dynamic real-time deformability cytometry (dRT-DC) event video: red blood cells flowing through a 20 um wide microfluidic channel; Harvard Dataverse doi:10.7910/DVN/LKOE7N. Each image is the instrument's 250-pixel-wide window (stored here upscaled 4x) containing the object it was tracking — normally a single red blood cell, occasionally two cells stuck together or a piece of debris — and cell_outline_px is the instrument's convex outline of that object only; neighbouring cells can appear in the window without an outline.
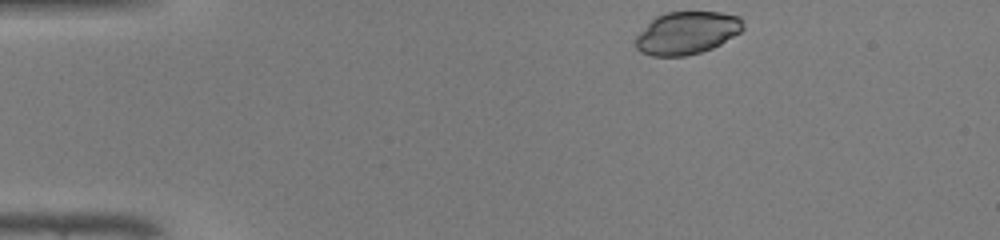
{"species": "common noctule bat (a hibernating species)", "species_latin": "Nyctalus noctula", "temperature_condition": "warm", "stored_images_in_passage": 40, "camera_frame_rate_fps": 3000, "um_per_image_px": 0.085, "animal": {"sex": "male", "body_mass_g": 19.0, "forearm_length_mm": 50.8}, "frame": {"image": 1, "passage_image": 1, "time_ms": 0.0, "image_size_px": [1000, 240], "cell_outline_px": [[744, 28], [740, 32], [720, 44], [712, 48], [700, 52], [684, 56], [652, 56], [640, 52], [636, 48], [636, 36], [656, 16], [664, 12], [720, 12], [740, 16], [744, 20]], "centroid_in_image_um": [58.4, 2.79], "position_along_channel_um": 26.6, "area_um2": 26.7}}
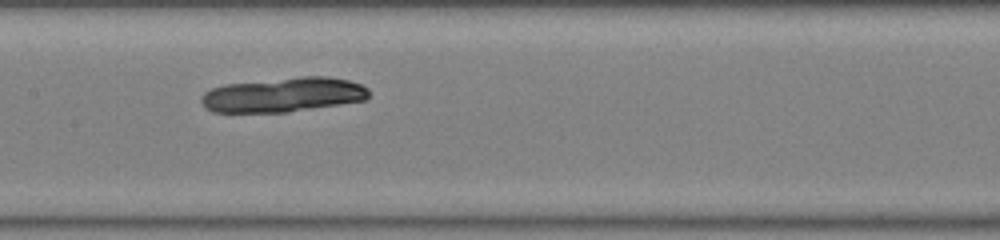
{"frame": {"image": 2, "passage_image": 17, "time_ms": 5.333, "image_size_px": [1000, 240], "cell_outline_px": [[368, 96], [364, 100], [288, 112], [212, 112], [204, 108], [200, 100], [204, 92], [212, 88], [224, 84], [300, 76], [328, 76], [348, 80], [360, 84], [368, 88]], "centroid_in_image_um": [24.03, 8.05], "position_along_channel_um": 183.4, "area_um2": 33.81}}
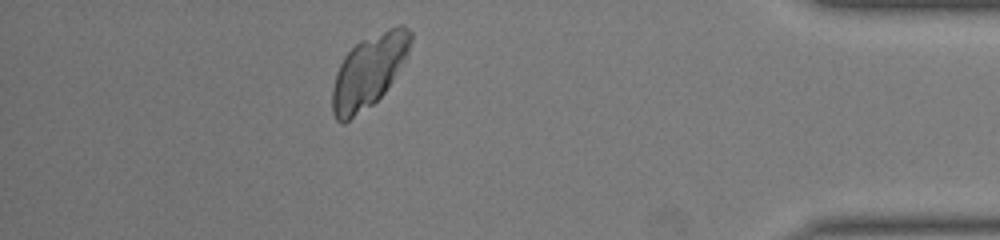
{"frame": {"image": 3, "passage_image": 35, "time_ms": 11.333, "image_size_px": [1000, 240], "cell_outline_px": [[412, 40], [408, 52], [392, 80], [384, 92], [372, 104], [344, 124], [340, 124], [336, 120], [332, 112], [332, 88], [336, 72], [344, 56], [360, 40], [388, 28], [400, 24], [404, 24], [412, 32]], "centroid_in_image_um": [31.32, 6.04], "position_along_channel_um": 403.9, "area_um2": 32.95}}